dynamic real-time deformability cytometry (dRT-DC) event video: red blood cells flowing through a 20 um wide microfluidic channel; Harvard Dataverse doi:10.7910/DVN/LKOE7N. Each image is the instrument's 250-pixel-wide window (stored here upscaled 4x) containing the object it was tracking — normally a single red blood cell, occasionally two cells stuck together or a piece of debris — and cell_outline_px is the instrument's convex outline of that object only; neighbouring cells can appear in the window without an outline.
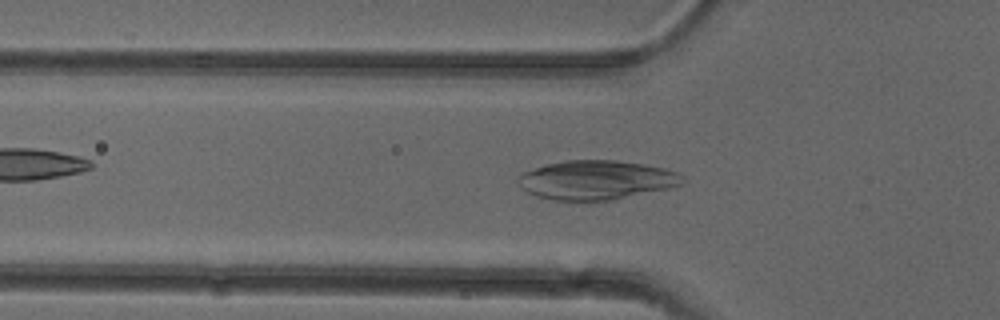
{"species": "common noctule bat (a hibernating species)", "species_latin": "Nyctalus noctula", "temperature_condition": "cold", "stored_images_in_passage": 51, "camera_frame_rate_fps": 3000, "um_per_image_px": 0.085, "animal": {"sex": "female"}, "frame": {"image": 1, "passage_image": 16, "time_ms": 5.0, "image_size_px": [1000, 320], "cell_outline_px": [[684, 176], [680, 184], [672, 188], [616, 200], [552, 200], [536, 196], [528, 192], [516, 180], [524, 172], [548, 164], [564, 160], [616, 160], [644, 164], [664, 168], [676, 172]], "centroid_in_image_um": [50.74, 15.3], "position_along_channel_um": 75.1, "area_um2": 37.45}}
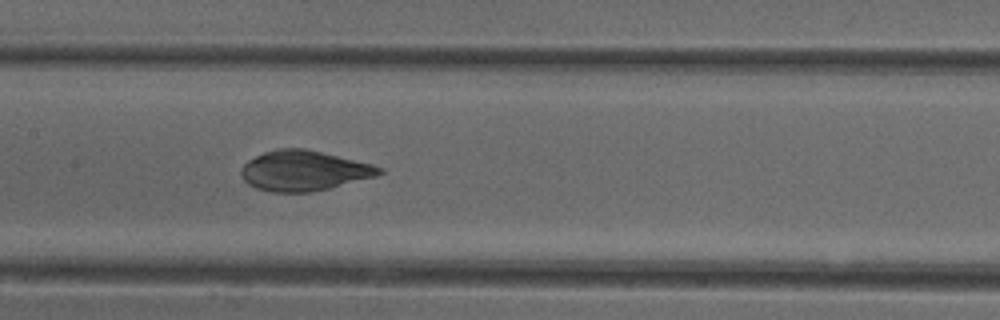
{"frame": {"image": 2, "passage_image": 24, "time_ms": 7.667, "image_size_px": [1000, 320], "cell_outline_px": [[384, 172], [376, 176], [328, 188], [308, 192], [272, 192], [256, 188], [248, 184], [244, 180], [240, 172], [240, 168], [248, 160], [264, 152], [276, 148], [304, 148], [372, 164], [384, 168]], "centroid_in_image_um": [25.8, 14.5], "position_along_channel_um": 181.6, "area_um2": 32.14}}
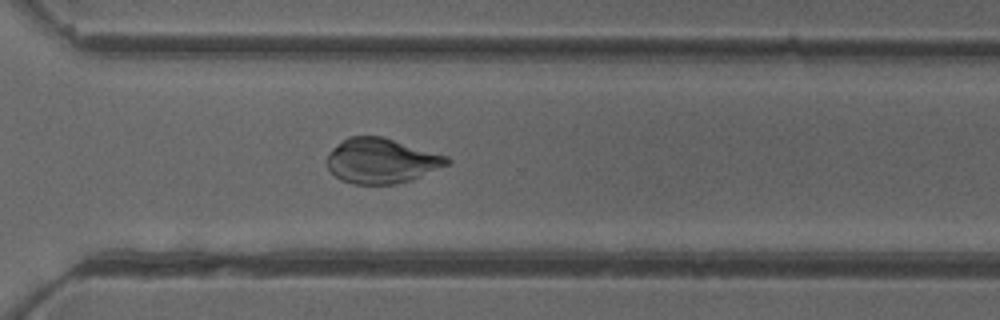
{"frame": {"image": 3, "passage_image": 36, "time_ms": 11.667, "image_size_px": [1000, 320], "cell_outline_px": [[452, 160], [448, 164], [420, 176], [396, 184], [356, 184], [340, 180], [328, 168], [328, 152], [332, 148], [348, 136], [384, 136], [448, 156]], "centroid_in_image_um": [32.42, 13.65], "position_along_channel_um": 338.2, "area_um2": 31.39}}